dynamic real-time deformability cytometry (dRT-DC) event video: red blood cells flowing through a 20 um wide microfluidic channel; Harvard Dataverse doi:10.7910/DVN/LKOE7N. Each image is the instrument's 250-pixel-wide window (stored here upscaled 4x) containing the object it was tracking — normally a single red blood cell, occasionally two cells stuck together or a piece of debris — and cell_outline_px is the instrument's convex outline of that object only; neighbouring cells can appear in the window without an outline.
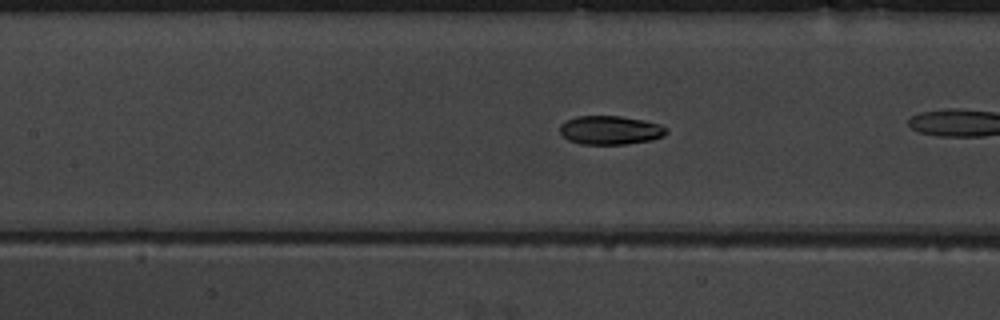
{"species": "common noctule bat (a hibernating species)", "species_latin": "Nyctalus noctula", "temperature_condition": "warm", "stored_images_in_passage": 30, "camera_frame_rate_fps": 3000, "um_per_image_px": 0.085, "animal": {"sex": "male", "body_mass_g": 19.5, "forearm_length_mm": 54.6}, "frame": {"image": 1, "passage_image": 13, "time_ms": 4.0, "image_size_px": [1000, 320], "cell_outline_px": [[668, 132], [664, 136], [652, 140], [628, 144], [580, 144], [568, 140], [560, 132], [560, 124], [564, 120], [576, 116], [620, 116], [644, 120], [660, 124], [668, 128]], "centroid_in_image_um": [51.89, 11.06], "position_along_channel_um": 155.5, "area_um2": 18.09}}